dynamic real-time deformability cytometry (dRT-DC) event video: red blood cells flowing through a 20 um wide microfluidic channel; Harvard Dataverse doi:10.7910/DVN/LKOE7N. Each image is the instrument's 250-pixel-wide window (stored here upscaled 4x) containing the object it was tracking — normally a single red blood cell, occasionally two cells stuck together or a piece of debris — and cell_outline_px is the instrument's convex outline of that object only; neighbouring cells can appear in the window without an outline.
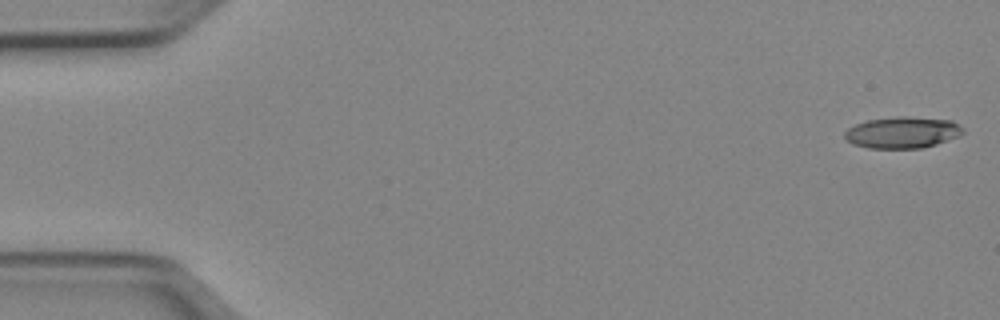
{"species": "Egyptian fruit bat (a non-hibernating species)", "species_latin": "Rousettus aegyptiacus", "temperature_condition": "cold", "stored_images_in_passage": 51, "camera_frame_rate_fps": 3000, "um_per_image_px": 0.085, "animal": {"sex": "female"}, "frame": {"image": 1, "passage_image": 1, "time_ms": 0.0, "image_size_px": [1000, 320], "cell_outline_px": [[964, 132], [956, 136], [936, 144], [920, 148], [868, 148], [852, 144], [844, 140], [844, 132], [848, 128], [856, 124], [868, 120], [896, 116], [908, 116], [952, 120], [960, 124], [964, 128]], "centroid_in_image_um": [76.68, 11.25], "position_along_channel_um": 8.3, "area_um2": 21.79}}
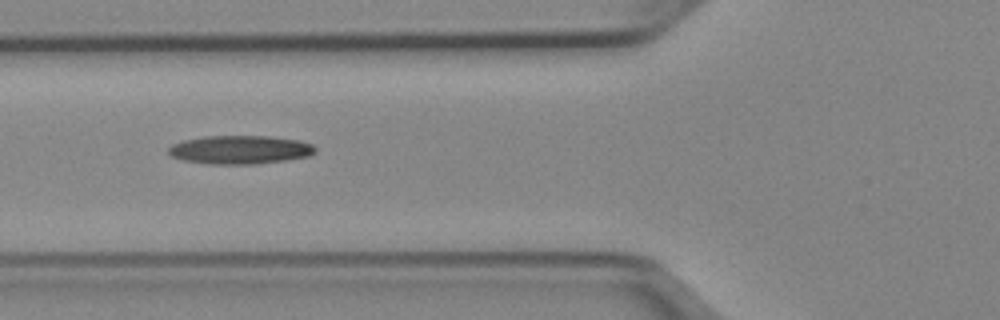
{"frame": {"image": 2, "passage_image": 19, "time_ms": 6.0, "image_size_px": [1000, 320], "cell_outline_px": [[316, 152], [308, 156], [284, 160], [256, 164], [208, 164], [184, 160], [172, 156], [168, 152], [168, 148], [172, 144], [184, 140], [204, 136], [268, 136], [300, 140], [312, 144], [316, 148]], "centroid_in_image_um": [20.41, 12.72], "position_along_channel_um": 105.4, "area_um2": 24.39}}
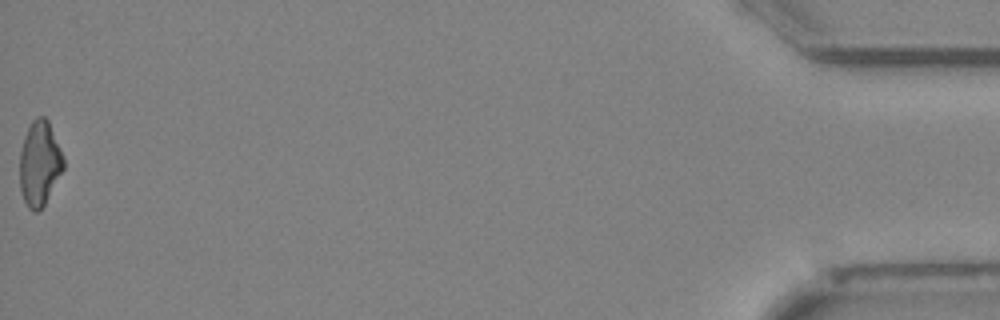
{"frame": {"image": 3, "passage_image": 51, "time_ms": 16.667, "image_size_px": [1000, 320], "cell_outline_px": [[64, 168], [44, 204], [36, 212], [32, 212], [28, 208], [20, 192], [20, 152], [24, 136], [32, 120], [36, 116], [44, 116], [48, 120], [64, 156]], "centroid_in_image_um": [3.36, 13.88], "position_along_channel_um": 431.8, "area_um2": 21.62}, "authors_computed_cell_mechanics": {"area_um2": 22.7154, "velocity_mm_per_s": 3.9787, "shape_relaxation_time_tau1_ms": 9.9478, "shape_relaxation_time_tau2_ms": null, "deformation_change_tau1": 0.2581, "deformation_change_tau2": null}}